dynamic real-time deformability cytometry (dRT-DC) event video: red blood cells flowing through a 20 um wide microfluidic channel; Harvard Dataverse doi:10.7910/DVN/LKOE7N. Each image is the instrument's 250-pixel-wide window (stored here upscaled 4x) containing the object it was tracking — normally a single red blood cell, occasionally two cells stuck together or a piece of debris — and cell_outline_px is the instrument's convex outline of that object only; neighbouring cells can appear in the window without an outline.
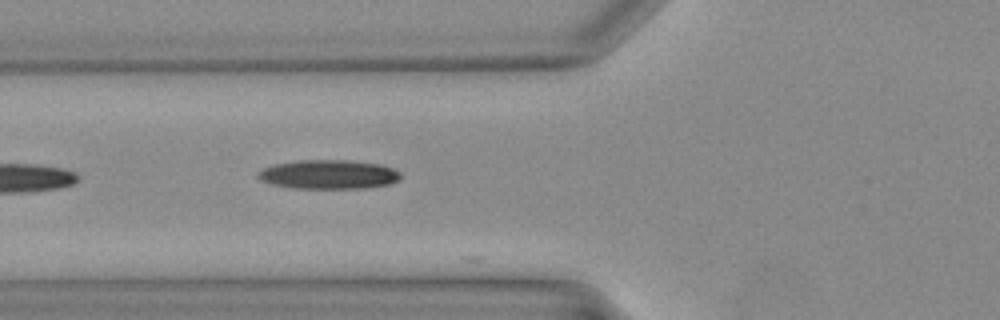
{"species": "Egyptian fruit bat (a non-hibernating species)", "species_latin": "Rousettus aegyptiacus", "temperature_condition": "warm", "stored_images_in_passage": 18, "camera_frame_rate_fps": 3000, "um_per_image_px": 0.085, "animal": {"sex": "female"}, "frame": {"image": 1, "passage_image": 16, "time_ms": 5.0, "image_size_px": [1000, 320], "cell_outline_px": [[400, 180], [388, 184], [364, 188], [296, 188], [272, 184], [260, 180], [256, 176], [256, 172], [272, 164], [300, 160], [348, 160], [380, 164], [392, 168], [400, 172]], "centroid_in_image_um": [27.9, 14.82], "position_along_channel_um": 97.9, "area_um2": 24.22}}